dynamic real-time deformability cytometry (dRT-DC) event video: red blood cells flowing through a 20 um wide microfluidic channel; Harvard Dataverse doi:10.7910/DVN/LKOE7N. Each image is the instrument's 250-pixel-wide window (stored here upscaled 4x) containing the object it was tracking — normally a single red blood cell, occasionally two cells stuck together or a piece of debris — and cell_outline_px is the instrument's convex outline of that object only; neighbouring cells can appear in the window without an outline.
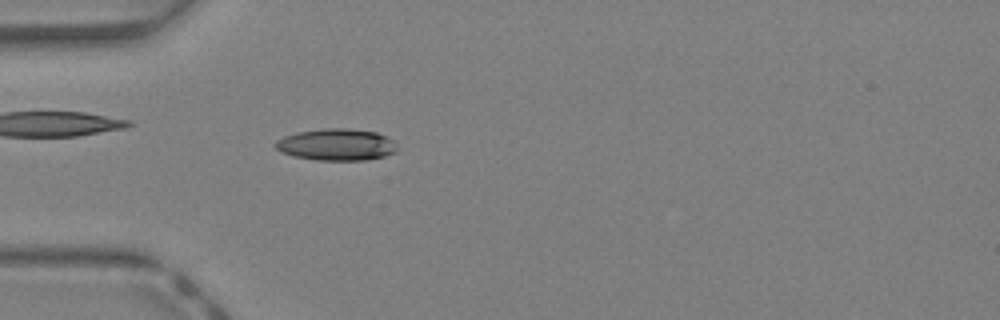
{"species": "Egyptian fruit bat (a non-hibernating species)", "species_latin": "Rousettus aegyptiacus", "temperature_condition": "warm", "stored_images_in_passage": 39, "camera_frame_rate_fps": 3000, "um_per_image_px": 0.085, "animal": {"sex": "female"}, "frame": {"image": 1, "passage_image": 9, "time_ms": 2.667, "image_size_px": [1000, 320], "cell_outline_px": [[396, 152], [384, 156], [364, 160], [316, 160], [292, 156], [280, 152], [272, 144], [276, 140], [284, 136], [296, 132], [324, 128], [348, 128], [376, 132], [392, 140], [396, 148]], "centroid_in_image_um": [28.53, 12.29], "position_along_channel_um": 56.5, "area_um2": 22.6}}
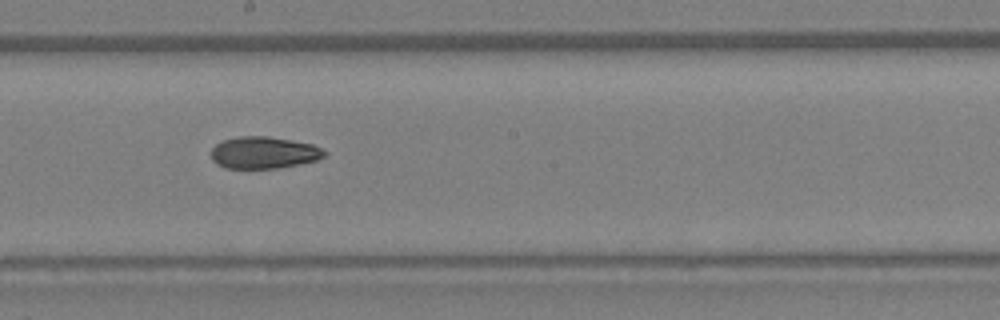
{"frame": {"image": 2, "passage_image": 20, "time_ms": 6.333, "image_size_px": [1000, 320], "cell_outline_px": [[328, 152], [324, 156], [316, 160], [276, 168], [224, 168], [216, 164], [212, 160], [212, 148], [216, 144], [224, 140], [240, 136], [268, 136], [312, 144]], "centroid_in_image_um": [22.4, 12.97], "position_along_channel_um": 225.8, "area_um2": 20.87}}
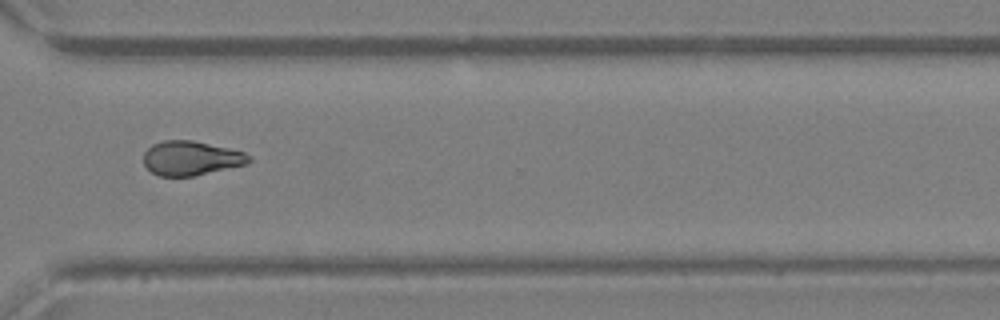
{"frame": {"image": 3, "passage_image": 28, "time_ms": 9.0, "image_size_px": [1000, 320], "cell_outline_px": [[252, 160], [248, 164], [192, 176], [160, 176], [152, 172], [144, 164], [144, 152], [152, 144], [164, 140], [192, 140], [228, 148], [244, 152], [252, 156]], "centroid_in_image_um": [16.26, 13.44], "position_along_channel_um": 354.3, "area_um2": 21.04}, "authors_computed_cell_mechanics": {"area_um2": 21.386, "velocity_mm_per_s": 4.8225, "shape_relaxation_time_tau1_ms": null, "shape_relaxation_time_tau2_ms": 8.3096, "deformation_change_tau1": null, "deformation_change_tau2": 0.1739}}